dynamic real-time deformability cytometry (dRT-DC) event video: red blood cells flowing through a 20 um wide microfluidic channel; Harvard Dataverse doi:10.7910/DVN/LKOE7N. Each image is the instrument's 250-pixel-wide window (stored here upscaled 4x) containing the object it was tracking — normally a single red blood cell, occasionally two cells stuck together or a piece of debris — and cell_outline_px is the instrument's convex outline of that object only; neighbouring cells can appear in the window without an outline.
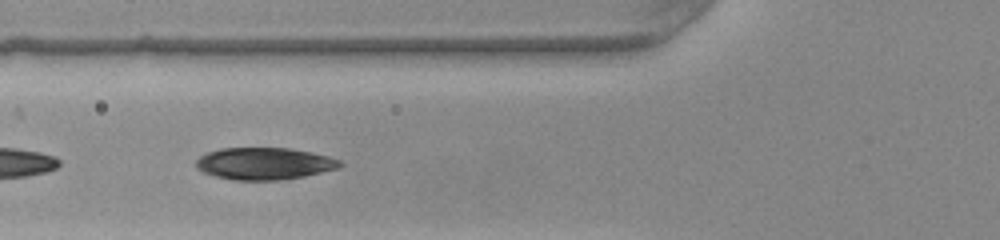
{"species": "common noctule bat (a hibernating species)", "species_latin": "Nyctalus noctula", "temperature_condition": "warm", "stored_images_in_passage": 32, "camera_frame_rate_fps": 3000, "um_per_image_px": 0.085, "animal": {"sex": "female", "body_mass_g": 22.0, "forearm_length_mm": 56.7}, "frame": {"image": 1, "passage_image": 19, "time_ms": 6.0, "image_size_px": [1000, 240], "cell_outline_px": [[344, 164], [340, 168], [304, 176], [280, 180], [232, 180], [216, 176], [204, 172], [196, 168], [196, 160], [200, 156], [208, 152], [220, 148], [288, 148], [328, 156], [340, 160]], "centroid_in_image_um": [22.47, 13.91], "position_along_channel_um": 103.3, "area_um2": 26.82}}